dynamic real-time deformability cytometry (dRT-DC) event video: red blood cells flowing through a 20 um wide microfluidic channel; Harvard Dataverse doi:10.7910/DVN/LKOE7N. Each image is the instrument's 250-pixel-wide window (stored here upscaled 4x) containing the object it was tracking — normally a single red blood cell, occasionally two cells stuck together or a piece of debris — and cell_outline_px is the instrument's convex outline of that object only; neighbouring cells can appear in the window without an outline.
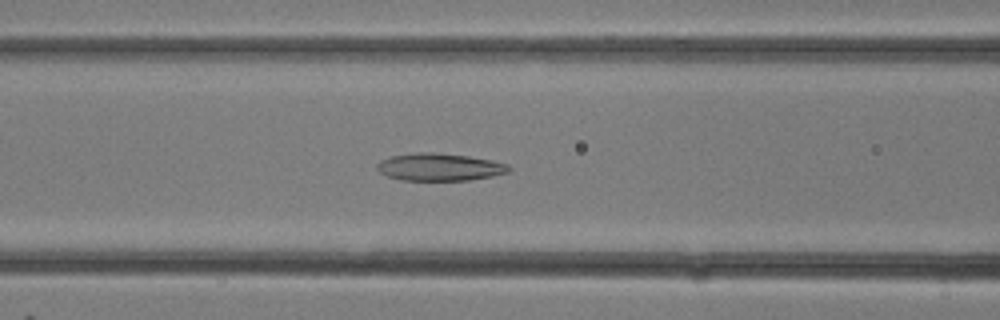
{"species": "common noctule bat (a hibernating species)", "species_latin": "Nyctalus noctula", "temperature_condition": "room temperature", "stored_images_in_passage": 16, "camera_frame_rate_fps": 3000, "um_per_image_px": 0.085, "animal": {"sex": "female"}, "frame": {"image": 1, "passage_image": 12, "time_ms": 3.667, "image_size_px": [1000, 320], "cell_outline_px": [[512, 168], [508, 172], [492, 176], [468, 180], [400, 180], [388, 176], [380, 172], [376, 168], [376, 164], [380, 160], [392, 156], [416, 152], [432, 152], [468, 156], [492, 160], [508, 164]], "centroid_in_image_um": [37.35, 14.19], "position_along_channel_um": 129.2, "area_um2": 21.1}}
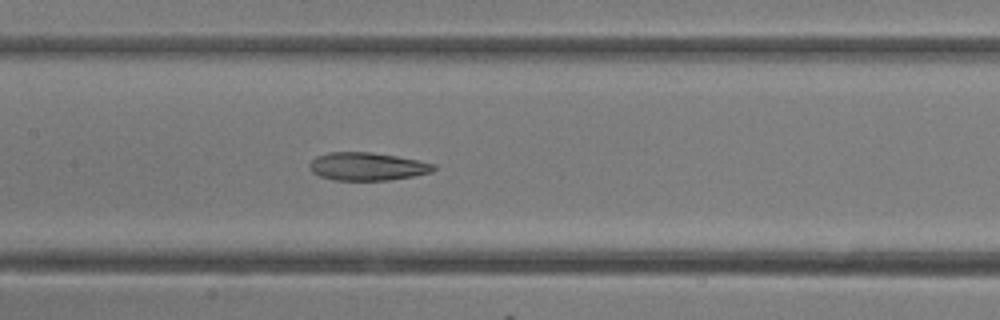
{"frame": {"image": 2, "passage_image": 14, "time_ms": 4.333, "image_size_px": [1000, 320], "cell_outline_px": [[436, 168], [432, 172], [416, 176], [388, 180], [332, 180], [320, 176], [312, 172], [308, 168], [308, 164], [316, 156], [328, 152], [372, 152], [396, 156], [436, 164]], "centroid_in_image_um": [31.2, 14.15], "position_along_channel_um": 176.2, "area_um2": 20.4}}
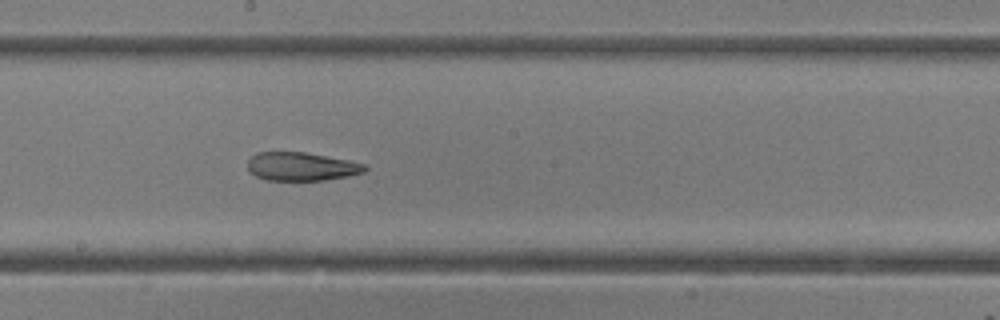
{"frame": {"image": 3, "passage_image": 16, "time_ms": 5.0, "image_size_px": [1000, 320], "cell_outline_px": [[368, 168], [364, 172], [348, 176], [324, 180], [268, 180], [256, 176], [248, 172], [248, 160], [256, 152], [304, 152], [348, 160], [368, 164]], "centroid_in_image_um": [25.63, 14.15], "position_along_channel_um": 222.6, "area_um2": 19.48}}